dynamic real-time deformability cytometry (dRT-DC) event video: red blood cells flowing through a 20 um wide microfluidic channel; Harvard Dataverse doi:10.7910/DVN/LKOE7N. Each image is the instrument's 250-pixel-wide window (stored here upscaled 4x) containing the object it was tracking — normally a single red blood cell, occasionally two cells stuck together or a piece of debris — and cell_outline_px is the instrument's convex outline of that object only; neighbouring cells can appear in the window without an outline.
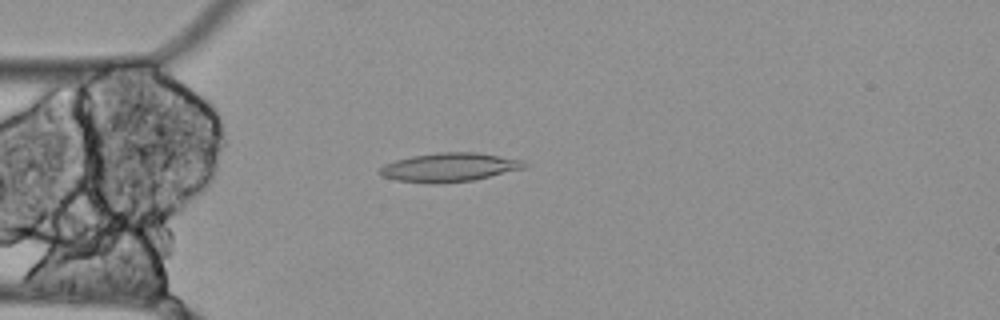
{"species": "Egyptian fruit bat (a non-hibernating species)", "species_latin": "Rousettus aegyptiacus", "temperature_condition": "cold", "stored_images_in_passage": 55, "camera_frame_rate_fps": 3000, "um_per_image_px": 0.085, "animal": {"sex": "female"}, "frame": {"image": 1, "passage_image": 14, "time_ms": 4.333, "image_size_px": [1000, 320], "cell_outline_px": [[528, 168], [472, 180], [436, 184], [432, 184], [396, 180], [380, 176], [376, 172], [384, 164], [396, 160], [412, 156], [436, 152], [476, 152], [524, 160], [528, 164]], "centroid_in_image_um": [38.2, 14.22], "position_along_channel_um": 46.8, "area_um2": 24.57}}
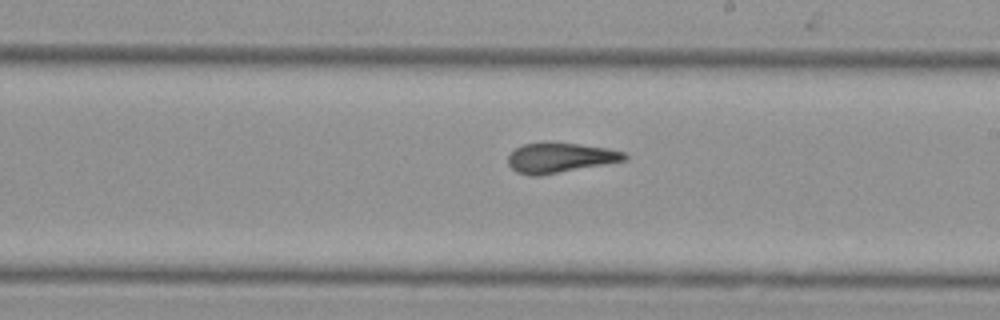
{"frame": {"image": 2, "passage_image": 31, "time_ms": 10.0, "image_size_px": [1000, 320], "cell_outline_px": [[628, 160], [540, 176], [532, 176], [516, 172], [508, 164], [508, 156], [516, 148], [524, 144], [580, 144], [608, 148], [624, 152], [628, 156]], "centroid_in_image_um": [47.64, 13.44], "position_along_channel_um": 241.4, "area_um2": 20.0}}
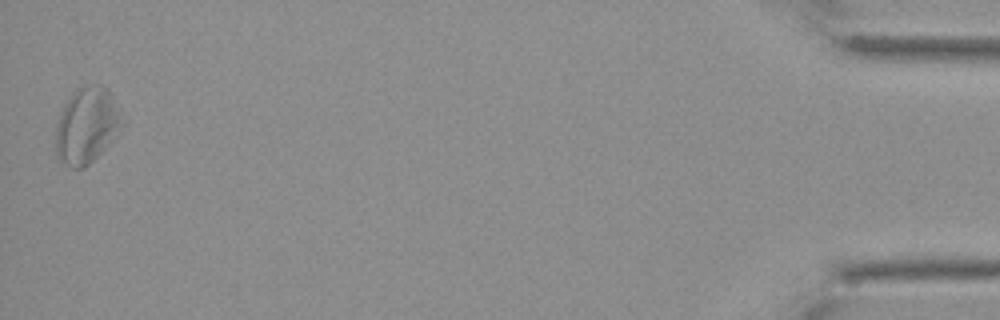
{"frame": {"image": 3, "passage_image": 55, "time_ms": 18.0, "image_size_px": [1000, 320], "cell_outline_px": [[120, 124], [108, 144], [84, 168], [72, 168], [60, 160], [56, 156], [56, 124], [64, 104], [72, 92], [76, 88], [84, 84], [104, 84], [108, 88], [112, 96], [120, 120]], "centroid_in_image_um": [7.29, 10.62], "position_along_channel_um": 427.9, "area_um2": 28.67}, "authors_computed_cell_mechanics": {"area_um2": 23.12, "velocity_mm_per_s": 3.4624, "shape_relaxation_time_tau1_ms": null, "shape_relaxation_time_tau2_ms": 2.5645, "deformation_change_tau1": null, "deformation_change_tau2": 0.128}}